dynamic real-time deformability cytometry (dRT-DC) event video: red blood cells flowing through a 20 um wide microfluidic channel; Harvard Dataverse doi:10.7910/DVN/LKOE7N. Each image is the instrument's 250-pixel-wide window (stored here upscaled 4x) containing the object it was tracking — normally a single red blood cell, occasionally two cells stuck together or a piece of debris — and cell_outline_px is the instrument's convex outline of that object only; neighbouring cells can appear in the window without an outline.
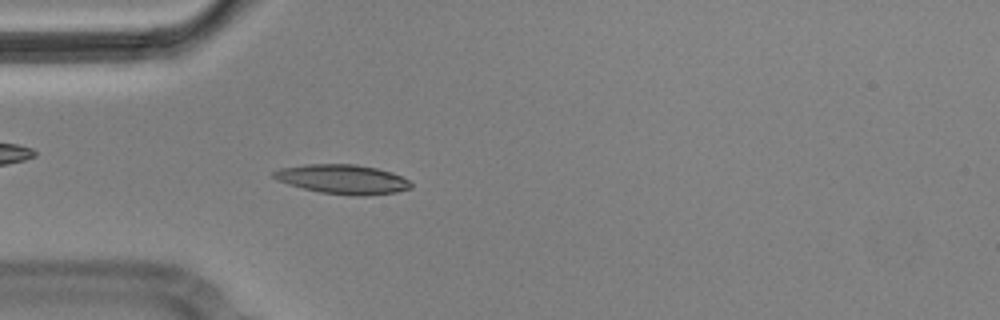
{"species": "Egyptian fruit bat (a non-hibernating species)", "species_latin": "Rousettus aegyptiacus", "temperature_condition": "cold", "stored_images_in_passage": 4, "camera_frame_rate_fps": 3000, "um_per_image_px": 0.085, "animal": {"sex": "male"}, "frame": {"image": 1, "passage_image": 4, "time_ms": 1.0, "image_size_px": [1000, 320], "cell_outline_px": [[412, 188], [396, 192], [364, 196], [352, 196], [320, 192], [288, 184], [276, 180], [272, 176], [272, 172], [280, 168], [304, 164], [356, 164], [376, 168], [392, 172], [408, 180], [412, 184]], "centroid_in_image_um": [29.11, 15.23], "position_along_channel_um": 55.9, "area_um2": 23.58}}